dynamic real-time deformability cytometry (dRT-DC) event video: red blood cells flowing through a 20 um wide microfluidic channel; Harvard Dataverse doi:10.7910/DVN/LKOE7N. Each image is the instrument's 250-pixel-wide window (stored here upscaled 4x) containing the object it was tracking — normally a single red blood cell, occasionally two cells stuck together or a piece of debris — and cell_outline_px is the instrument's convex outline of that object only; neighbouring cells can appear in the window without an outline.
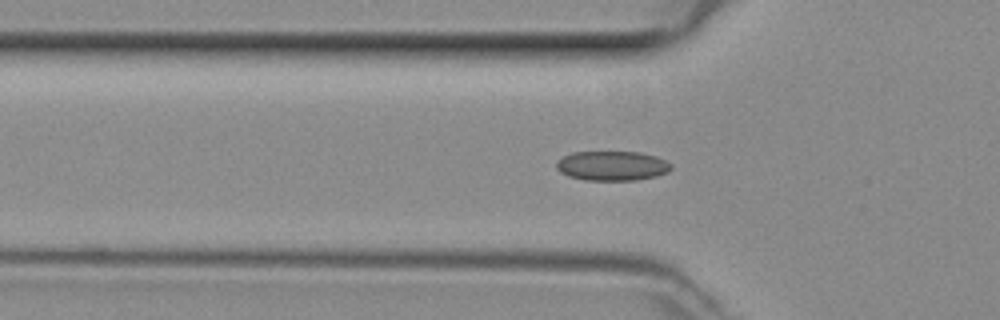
{"species": "common noctule bat (a hibernating species)", "species_latin": "Nyctalus noctula", "temperature_condition": "room temperature", "stored_images_in_passage": 46, "camera_frame_rate_fps": 3000, "um_per_image_px": 0.085, "animal": {"sex": "female", "body_mass_g": 29.2, "forearm_length_mm": 56.3}, "frame": {"image": 1, "passage_image": 12, "time_ms": 3.667, "image_size_px": [1000, 320], "cell_outline_px": [[672, 168], [668, 172], [656, 176], [636, 180], [584, 180], [568, 176], [560, 172], [556, 168], [556, 164], [564, 156], [572, 152], [640, 152], [656, 156], [672, 164]], "centroid_in_image_um": [52.04, 14.1], "position_along_channel_um": 73.8, "area_um2": 19.77}}
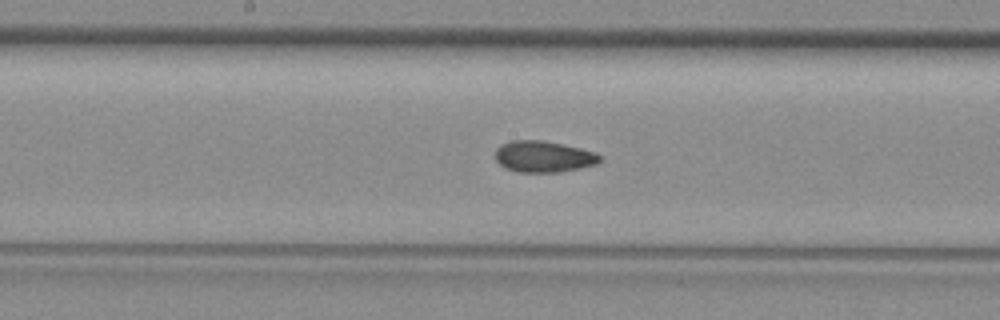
{"frame": {"image": 2, "passage_image": 21, "time_ms": 6.667, "image_size_px": [1000, 320], "cell_outline_px": [[600, 160], [596, 164], [580, 168], [560, 172], [516, 172], [504, 168], [496, 160], [496, 148], [500, 144], [512, 140], [540, 140], [580, 148], [596, 152], [600, 156]], "centroid_in_image_um": [46.17, 13.31], "position_along_channel_um": 202.0, "area_um2": 19.07}}
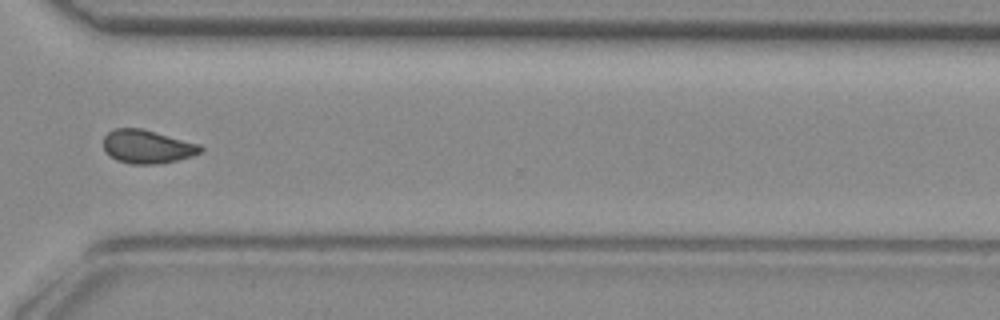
{"frame": {"image": 3, "passage_image": 32, "time_ms": 10.333, "image_size_px": [1000, 320], "cell_outline_px": [[204, 148], [200, 152], [192, 156], [160, 164], [132, 164], [116, 160], [104, 152], [104, 136], [108, 132], [116, 128], [140, 128], [200, 144]], "centroid_in_image_um": [12.5, 12.47], "position_along_channel_um": 358.1, "area_um2": 18.9}}